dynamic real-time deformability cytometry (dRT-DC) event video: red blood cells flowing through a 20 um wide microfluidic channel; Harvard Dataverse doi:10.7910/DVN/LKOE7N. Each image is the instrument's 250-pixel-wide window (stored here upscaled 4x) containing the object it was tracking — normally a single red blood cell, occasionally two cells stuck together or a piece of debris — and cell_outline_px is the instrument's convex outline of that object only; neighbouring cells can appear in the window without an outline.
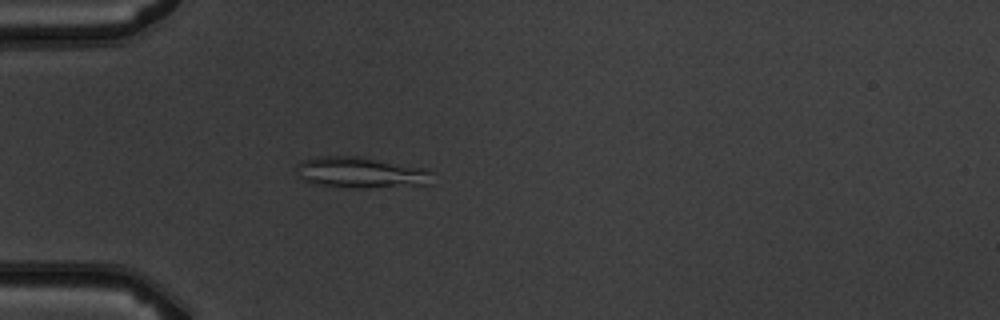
{"species": "common noctule bat (a hibernating species)", "species_latin": "Nyctalus noctula", "temperature_condition": "warm", "stored_images_in_passage": 3, "camera_frame_rate_fps": 3000, "um_per_image_px": 0.085, "animal": {"sex": "male", "body_mass_g": 19.5, "forearm_length_mm": 54.6}, "frame": {"image": 1, "passage_image": 3, "time_ms": 3.0, "image_size_px": [1000, 320], "cell_outline_px": [[436, 172], [428, 184], [364, 188], [352, 188], [312, 184], [296, 176], [296, 164], [304, 160], [320, 156], [364, 156], [424, 168]], "centroid_in_image_um": [30.65, 14.66], "position_along_channel_um": 54.3, "area_um2": 24.97}}